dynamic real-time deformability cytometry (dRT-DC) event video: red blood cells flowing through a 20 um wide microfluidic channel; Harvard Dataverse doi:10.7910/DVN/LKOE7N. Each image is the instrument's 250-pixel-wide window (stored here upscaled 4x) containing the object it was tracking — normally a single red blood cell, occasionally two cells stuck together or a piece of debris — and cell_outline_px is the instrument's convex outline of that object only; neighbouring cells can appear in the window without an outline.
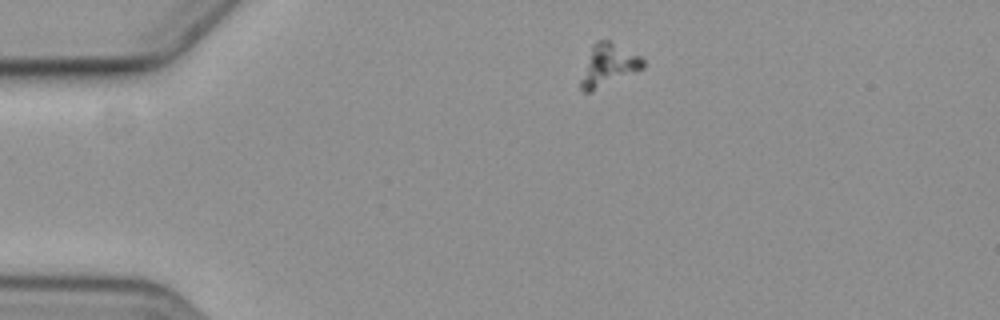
{"species": "common noctule bat (a hibernating species)", "species_latin": "Nyctalus noctula", "temperature_condition": "cold", "stored_images_in_passage": 4, "camera_frame_rate_fps": 3000, "um_per_image_px": 0.085, "animal": {"sex": "female", "body_mass_g": 19.3, "forearm_length_mm": 54.1}, "frame": {"image": 1, "passage_image": 1, "time_ms": 0.0, "image_size_px": [1000, 320], "cell_outline_px": [[644, 68], [592, 92], [584, 92], [580, 88], [580, 80], [592, 44], [596, 40], [608, 40], [640, 56], [644, 60]], "centroid_in_image_um": [51.69, 5.55], "position_along_channel_um": 33.3, "area_um2": 15.14}}
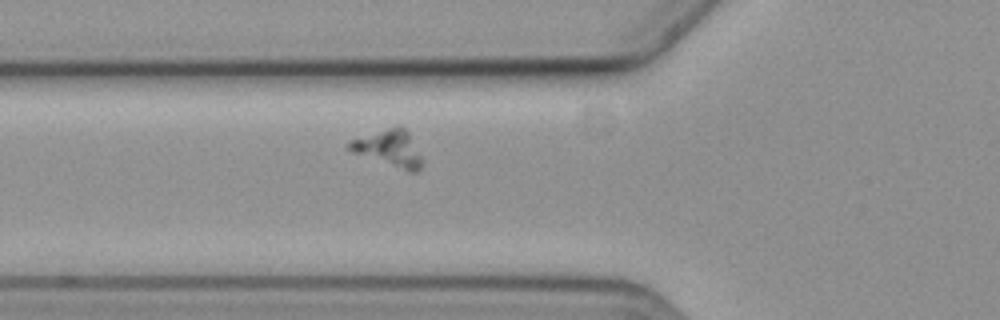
{"frame": {"image": 2, "passage_image": 4, "time_ms": 3.333, "image_size_px": [1000, 320], "cell_outline_px": [[424, 160], [420, 168], [416, 172], [408, 172], [352, 152], [344, 148], [344, 144], [348, 140], [396, 124], [400, 124], [408, 132]], "centroid_in_image_um": [33.03, 12.59], "position_along_channel_um": 92.8, "area_um2": 16.07}}